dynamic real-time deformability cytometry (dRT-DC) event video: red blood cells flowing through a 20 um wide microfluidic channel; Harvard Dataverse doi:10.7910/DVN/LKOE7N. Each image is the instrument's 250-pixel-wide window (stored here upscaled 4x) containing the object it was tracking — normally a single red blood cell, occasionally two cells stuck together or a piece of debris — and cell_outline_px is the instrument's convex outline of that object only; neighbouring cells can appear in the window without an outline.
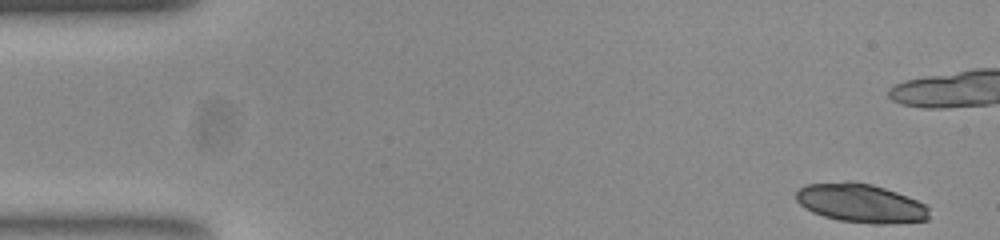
{"species": "common noctule bat (a hibernating species)", "species_latin": "Nyctalus noctula", "temperature_condition": "room temperature", "stored_images_in_passage": 52, "camera_frame_rate_fps": 3000, "um_per_image_px": 0.085, "animal": {"sex": "female", "body_mass_g": 23.0, "forearm_length_mm": 53.4}, "frame": {"image": 1, "passage_image": 1, "time_ms": 0.0, "image_size_px": [1000, 240], "cell_outline_px": [[928, 220], [888, 224], [872, 224], [840, 220], [824, 216], [812, 212], [804, 208], [796, 200], [796, 192], [800, 188], [808, 184], [848, 180], [852, 180], [872, 184], [896, 192], [916, 200], [924, 204], [928, 208]], "centroid_in_image_um": [73.14, 17.26], "position_along_channel_um": 11.9, "area_um2": 30.17}, "authors_computed_cell_mechanics": {"area_um2": 26.0678, "velocity_mm_per_s": 3.8151, "shape_relaxation_time_tau1_ms": 8.9267, "shape_relaxation_time_tau2_ms": 7.6055, "deformation_change_tau1": 0.199, "deformation_change_tau2": 0.156}}